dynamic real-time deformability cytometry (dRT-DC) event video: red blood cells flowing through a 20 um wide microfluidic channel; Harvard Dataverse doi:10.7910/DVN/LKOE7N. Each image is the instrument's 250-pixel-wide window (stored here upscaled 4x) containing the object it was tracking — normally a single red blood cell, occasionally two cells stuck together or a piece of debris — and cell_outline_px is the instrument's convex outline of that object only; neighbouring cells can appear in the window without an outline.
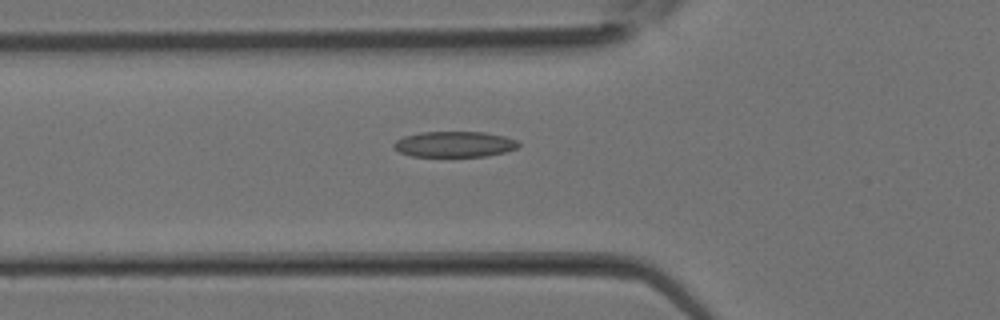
{"species": "Egyptian fruit bat (a non-hibernating species)", "species_latin": "Rousettus aegyptiacus", "temperature_condition": "room temperature", "stored_images_in_passage": 28, "camera_frame_rate_fps": 3000, "um_per_image_px": 0.085, "animal": {"sex": "female"}, "frame": {"image": 1, "passage_image": 6, "time_ms": 1.667, "image_size_px": [1000, 320], "cell_outline_px": [[520, 144], [516, 148], [504, 152], [484, 156], [412, 156], [400, 152], [392, 148], [392, 144], [396, 140], [404, 136], [420, 132], [484, 132], [504, 136], [516, 140]], "centroid_in_image_um": [38.58, 12.25], "position_along_channel_um": 87.2, "area_um2": 18.61}}
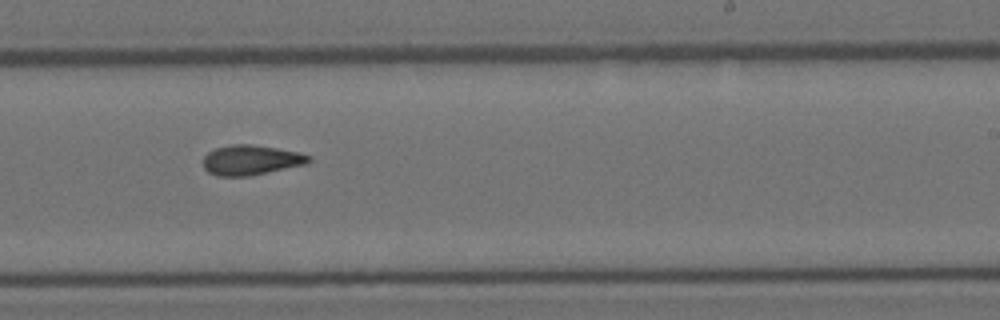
{"frame": {"image": 2, "passage_image": 15, "time_ms": 4.667, "image_size_px": [1000, 320], "cell_outline_px": [[312, 160], [308, 164], [248, 176], [216, 176], [208, 172], [204, 168], [204, 156], [208, 152], [216, 148], [232, 144], [252, 144], [300, 152], [312, 156]], "centroid_in_image_um": [21.37, 13.6], "position_along_channel_um": 267.6, "area_um2": 18.55}}
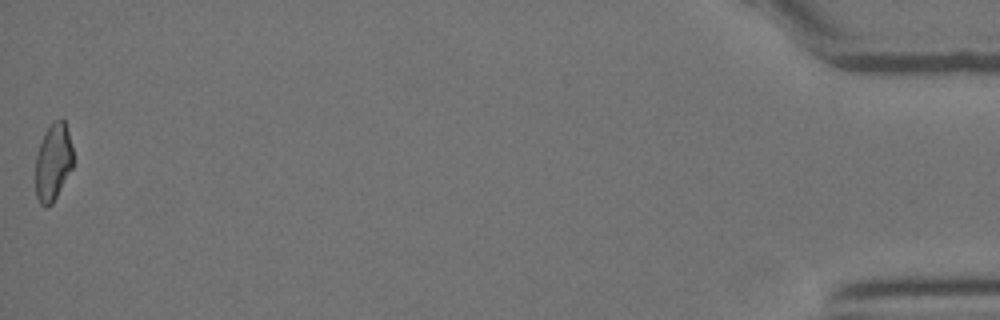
{"frame": {"image": 3, "passage_image": 28, "time_ms": 9.0, "image_size_px": [1000, 320], "cell_outline_px": [[72, 168], [52, 204], [48, 208], [44, 208], [40, 204], [36, 196], [36, 156], [44, 132], [52, 120], [60, 116], [64, 120], [68, 132], [72, 148]], "centroid_in_image_um": [4.5, 13.76], "position_along_channel_um": 430.7, "area_um2": 17.05}}